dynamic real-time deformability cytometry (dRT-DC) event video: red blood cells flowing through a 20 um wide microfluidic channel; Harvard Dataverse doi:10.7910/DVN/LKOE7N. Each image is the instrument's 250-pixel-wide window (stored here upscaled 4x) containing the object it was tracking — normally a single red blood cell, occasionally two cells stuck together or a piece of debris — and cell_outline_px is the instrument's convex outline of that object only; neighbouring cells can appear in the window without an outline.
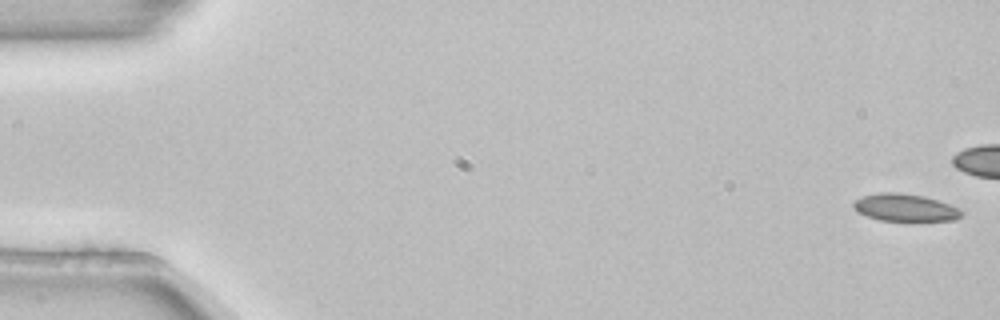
{"species": "common noctule bat (a hibernating species)", "species_latin": "Nyctalus noctula", "temperature_condition": "room temperature", "stored_images_in_passage": 6, "camera_frame_rate_fps": 3000, "um_per_image_px": 0.085, "animal": {"sex": "female", "body_mass_g": 22.7, "forearm_length_mm": 54.2}, "frame": {"image": 1, "passage_image": 1, "time_ms": 0.0, "image_size_px": [1000, 320], "cell_outline_px": [[964, 212], [956, 220], [880, 220], [868, 216], [860, 212], [852, 204], [856, 200], [864, 196], [880, 192], [900, 192], [924, 196], [960, 208]], "centroid_in_image_um": [76.97, 17.63], "position_along_channel_um": 8.0, "area_um2": 16.88}}